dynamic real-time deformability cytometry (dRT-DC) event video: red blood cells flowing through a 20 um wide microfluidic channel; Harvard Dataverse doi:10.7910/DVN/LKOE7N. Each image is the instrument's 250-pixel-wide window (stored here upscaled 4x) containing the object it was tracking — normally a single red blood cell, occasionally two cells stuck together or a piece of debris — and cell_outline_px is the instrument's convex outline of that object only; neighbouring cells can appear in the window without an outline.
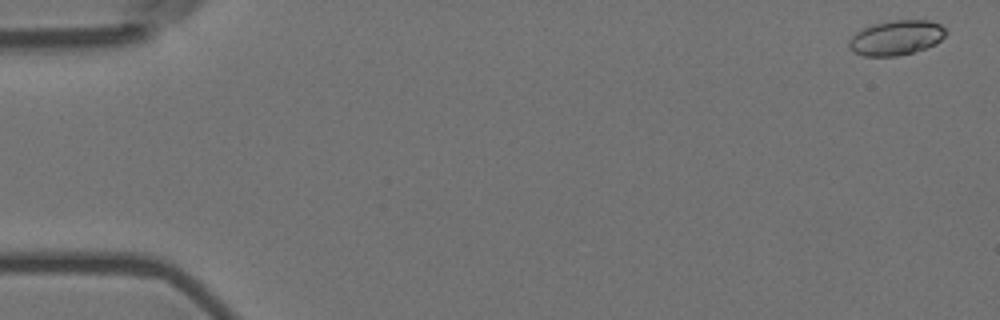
{"species": "Egyptian fruit bat (a non-hibernating species)", "species_latin": "Rousettus aegyptiacus", "temperature_condition": "room temperature", "stored_images_in_passage": 47, "camera_frame_rate_fps": 3000, "um_per_image_px": 0.085, "animal": {"sex": "female"}, "frame": {"image": 1, "passage_image": 2, "time_ms": 0.333, "image_size_px": [1000, 320], "cell_outline_px": [[948, 32], [936, 44], [912, 52], [896, 56], [864, 56], [852, 52], [848, 48], [848, 40], [856, 32], [872, 24], [892, 20], [928, 20], [940, 24]], "centroid_in_image_um": [76.15, 3.2], "position_along_channel_um": 8.9, "area_um2": 19.71}}
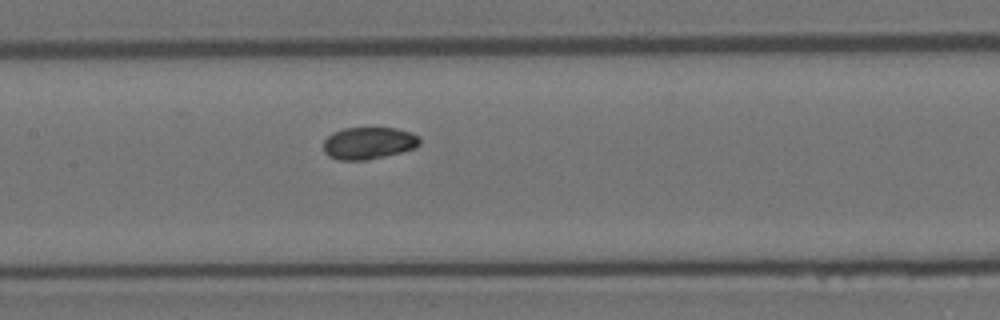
{"frame": {"image": 2, "passage_image": 28, "time_ms": 9.0, "image_size_px": [1000, 320], "cell_outline_px": [[420, 144], [416, 148], [368, 160], [340, 160], [328, 156], [324, 152], [324, 140], [332, 132], [344, 128], [396, 128], [412, 132], [420, 136]], "centroid_in_image_um": [31.35, 12.16], "position_along_channel_um": 176.1, "area_um2": 18.15}}
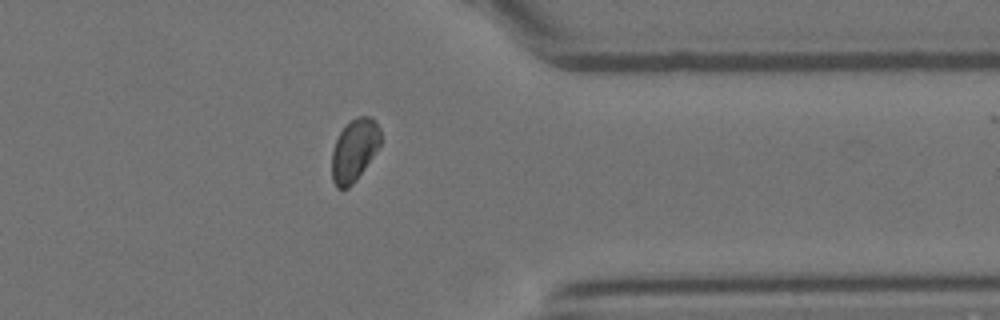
{"frame": {"image": 3, "passage_image": 46, "time_ms": 15.0, "image_size_px": [1000, 320], "cell_outline_px": [[380, 144], [356, 180], [348, 188], [336, 188], [332, 180], [332, 152], [336, 140], [340, 132], [348, 120], [356, 116], [372, 116], [380, 128]], "centroid_in_image_um": [30.1, 12.73], "position_along_channel_um": 381.3, "area_um2": 17.63}}